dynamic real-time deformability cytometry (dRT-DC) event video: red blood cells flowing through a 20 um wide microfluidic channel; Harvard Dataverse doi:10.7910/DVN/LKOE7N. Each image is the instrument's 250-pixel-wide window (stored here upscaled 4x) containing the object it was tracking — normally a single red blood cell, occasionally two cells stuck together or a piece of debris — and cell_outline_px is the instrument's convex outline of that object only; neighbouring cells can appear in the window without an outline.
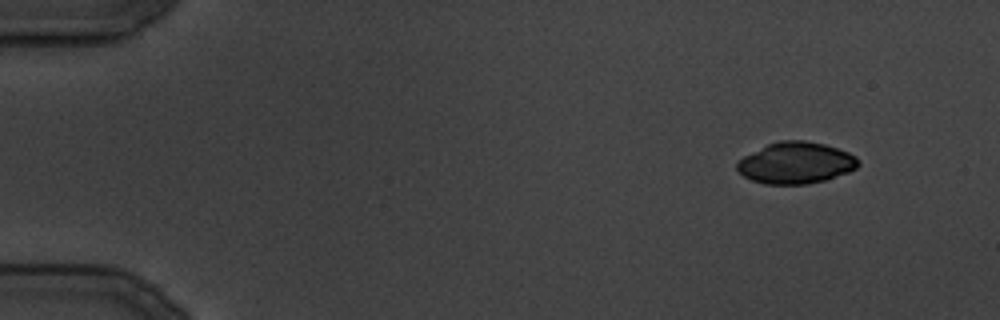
{"species": "common noctule bat (a hibernating species)", "species_latin": "Nyctalus noctula", "temperature_condition": "cold", "stored_images_in_passage": 25, "camera_frame_rate_fps": 3000, "um_per_image_px": 0.085, "animal": {"sex": "male", "body_mass_g": 19.5, "forearm_length_mm": 54.6}, "frame": {"image": 1, "passage_image": 3, "time_ms": 2.333, "image_size_px": [1000, 320], "cell_outline_px": [[860, 164], [856, 168], [848, 172], [824, 180], [808, 184], [764, 184], [752, 180], [744, 176], [736, 168], [736, 164], [744, 156], [768, 144], [780, 140], [804, 140], [824, 144], [848, 152], [856, 156], [860, 160]], "centroid_in_image_um": [67.66, 13.85], "position_along_channel_um": 17.3, "area_um2": 29.19}}